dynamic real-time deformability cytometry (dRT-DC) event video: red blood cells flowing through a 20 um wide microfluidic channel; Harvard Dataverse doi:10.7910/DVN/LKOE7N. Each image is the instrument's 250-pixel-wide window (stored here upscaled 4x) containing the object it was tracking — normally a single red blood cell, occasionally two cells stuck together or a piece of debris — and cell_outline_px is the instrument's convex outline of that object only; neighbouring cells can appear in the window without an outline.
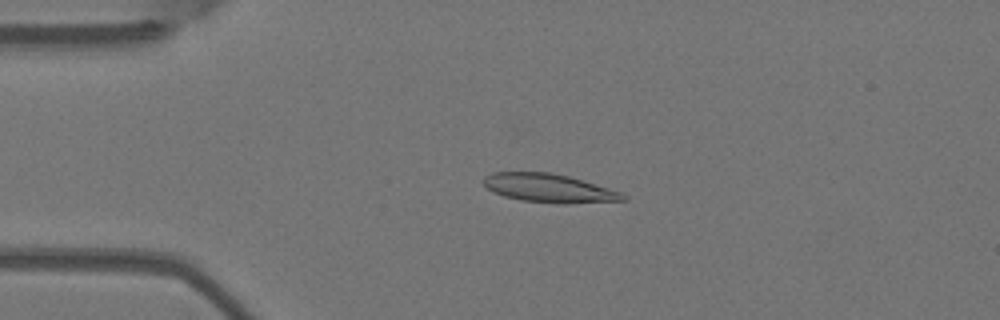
{"species": "Egyptian fruit bat (a non-hibernating species)", "species_latin": "Rousettus aegyptiacus", "temperature_condition": "warm", "stored_images_in_passage": 5, "camera_frame_rate_fps": 3000, "um_per_image_px": 0.085, "animal": {"sex": "female"}, "frame": {"image": 1, "passage_image": 4, "time_ms": 1.0, "image_size_px": [1000, 320], "cell_outline_px": [[628, 200], [564, 204], [520, 200], [504, 196], [492, 192], [484, 184], [484, 176], [492, 172], [552, 172], [568, 176], [608, 188], [620, 192], [628, 196]], "centroid_in_image_um": [46.66, 15.99], "position_along_channel_um": 38.3, "area_um2": 23.18}}